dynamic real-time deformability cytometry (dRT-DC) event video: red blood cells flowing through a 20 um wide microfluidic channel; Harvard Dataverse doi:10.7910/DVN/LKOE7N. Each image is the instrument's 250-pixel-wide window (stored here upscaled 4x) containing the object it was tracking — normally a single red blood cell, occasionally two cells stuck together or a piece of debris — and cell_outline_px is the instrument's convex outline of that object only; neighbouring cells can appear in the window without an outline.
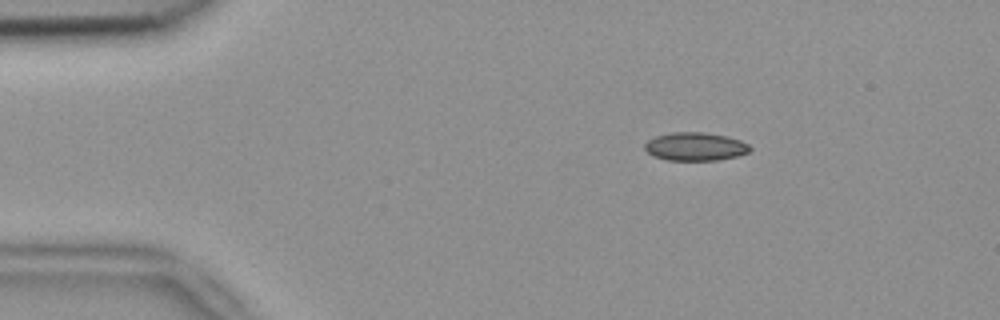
{"species": "common noctule bat (a hibernating species)", "species_latin": "Nyctalus noctula", "temperature_condition": "room temperature", "stored_images_in_passage": 3, "camera_frame_rate_fps": 3000, "um_per_image_px": 0.085, "animal": {"sex": "female", "body_mass_g": 18.4}, "frame": {"image": 1, "passage_image": 1, "time_ms": 0.0, "image_size_px": [1000, 320], "cell_outline_px": [[752, 148], [748, 152], [736, 156], [716, 160], [668, 160], [652, 156], [644, 148], [644, 144], [648, 140], [656, 136], [672, 132], [704, 132], [728, 136], [740, 140], [748, 144]], "centroid_in_image_um": [59.09, 12.45], "position_along_channel_um": 25.9, "area_um2": 17.34}}
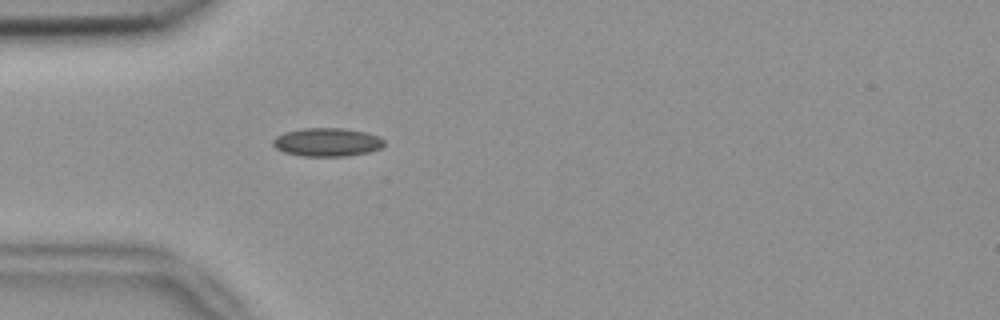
{"frame": {"image": 2, "passage_image": 3, "time_ms": 0.667, "image_size_px": [1000, 320], "cell_outline_px": [[384, 144], [380, 148], [368, 152], [344, 156], [304, 156], [284, 152], [276, 148], [272, 144], [272, 140], [276, 136], [284, 132], [304, 128], [344, 128], [364, 132], [380, 136], [384, 140]], "centroid_in_image_um": [27.79, 12.08], "position_along_channel_um": 57.2, "area_um2": 18.38}}